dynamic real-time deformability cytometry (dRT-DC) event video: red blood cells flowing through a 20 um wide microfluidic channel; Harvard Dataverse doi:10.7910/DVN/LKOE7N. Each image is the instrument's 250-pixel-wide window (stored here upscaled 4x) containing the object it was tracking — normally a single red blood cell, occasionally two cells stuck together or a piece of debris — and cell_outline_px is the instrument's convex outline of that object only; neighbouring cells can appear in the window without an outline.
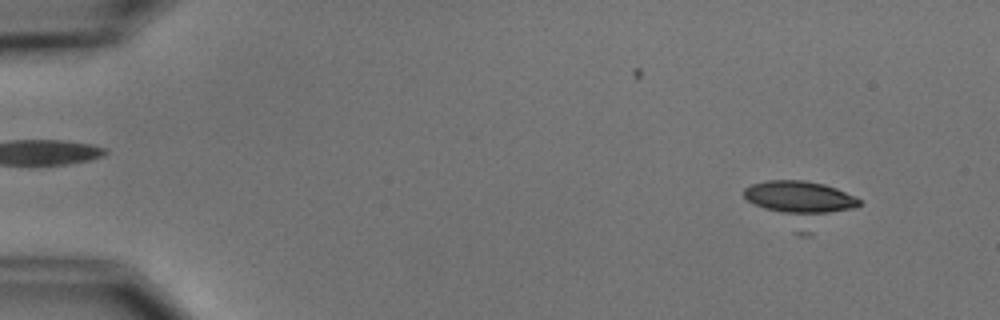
{"species": "common noctule bat (a hibernating species)", "species_latin": "Nyctalus noctula", "temperature_condition": "cold", "stored_images_in_passage": 7, "camera_frame_rate_fps": 3000, "um_per_image_px": 0.085, "animal": {"sex": "male", "body_mass_g": 15.6}, "frame": {"image": 1, "passage_image": 1, "time_ms": 0.0, "image_size_px": [1000, 320], "cell_outline_px": [[860, 204], [856, 208], [812, 236], [800, 236], [792, 232], [752, 204], [744, 196], [744, 188], [752, 184], [768, 180], [804, 180], [824, 184], [836, 188], [860, 200]], "centroid_in_image_um": [68.08, 17.34], "position_along_channel_um": 16.9, "area_um2": 30.4}}
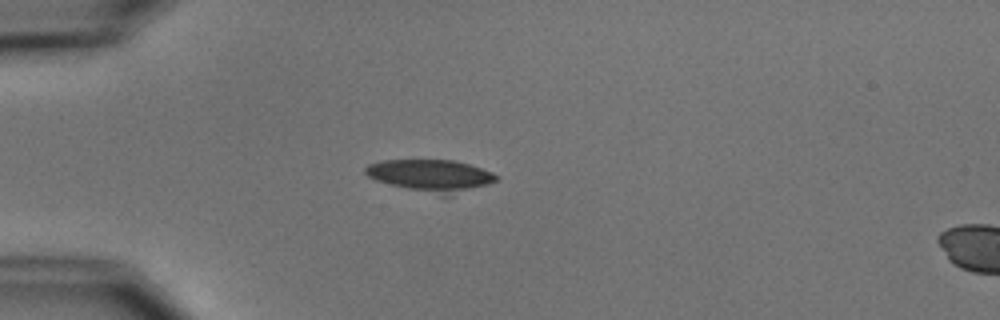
{"frame": {"image": 2, "passage_image": 4, "time_ms": 3.333, "image_size_px": [1000, 320], "cell_outline_px": [[500, 176], [496, 180], [488, 184], [452, 196], [440, 196], [376, 180], [368, 176], [364, 172], [364, 168], [368, 164], [380, 160], [456, 160], [492, 172]], "centroid_in_image_um": [36.64, 14.92], "position_along_channel_um": 48.4, "area_um2": 24.39}}
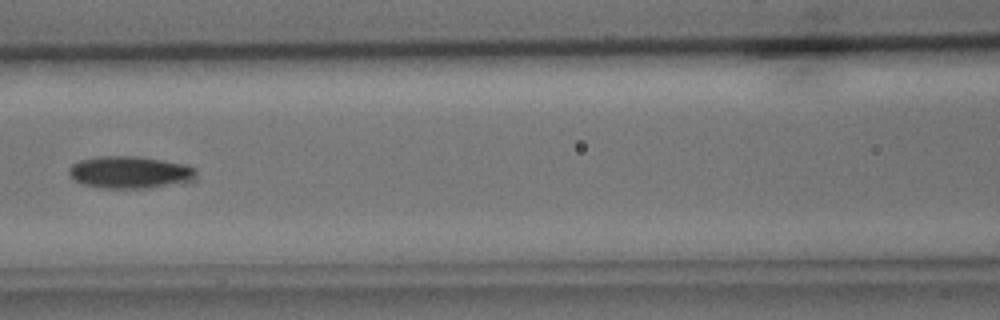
{"frame": {"image": 3, "passage_image": 7, "time_ms": 6.667, "image_size_px": [1000, 320], "cell_outline_px": [[196, 180], [184, 184], [148, 188], [100, 188], [84, 184], [72, 180], [68, 172], [68, 168], [72, 164], [80, 160], [96, 156], [136, 156], [184, 164], [196, 168]], "centroid_in_image_um": [11.07, 14.66], "position_along_channel_um": 155.5, "area_um2": 24.33}}